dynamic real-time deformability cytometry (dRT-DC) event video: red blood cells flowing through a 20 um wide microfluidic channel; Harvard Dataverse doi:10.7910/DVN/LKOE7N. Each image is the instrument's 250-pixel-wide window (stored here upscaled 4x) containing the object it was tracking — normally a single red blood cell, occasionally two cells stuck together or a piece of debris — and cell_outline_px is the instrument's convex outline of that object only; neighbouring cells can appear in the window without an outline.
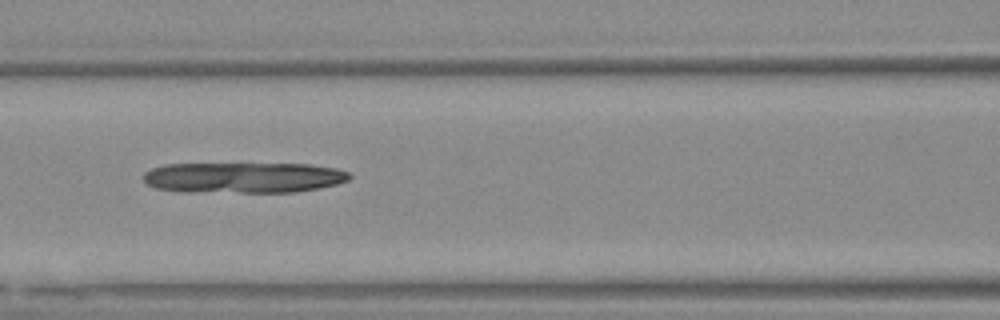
{"species": "Egyptian fruit bat (a non-hibernating species)", "species_latin": "Rousettus aegyptiacus", "temperature_condition": "warm", "stored_images_in_passage": 21, "camera_frame_rate_fps": 3000, "um_per_image_px": 0.085, "animal": {"sex": "female"}, "frame": {"image": 1, "passage_image": 9, "time_ms": 2.667, "image_size_px": [1000, 320], "cell_outline_px": [[352, 176], [348, 180], [336, 184], [296, 192], [184, 192], [156, 188], [148, 184], [144, 180], [144, 172], [152, 168], [164, 164], [308, 164], [336, 168], [348, 172]], "centroid_in_image_um": [20.68, 15.09], "position_along_channel_um": 145.9, "area_um2": 36.88}}